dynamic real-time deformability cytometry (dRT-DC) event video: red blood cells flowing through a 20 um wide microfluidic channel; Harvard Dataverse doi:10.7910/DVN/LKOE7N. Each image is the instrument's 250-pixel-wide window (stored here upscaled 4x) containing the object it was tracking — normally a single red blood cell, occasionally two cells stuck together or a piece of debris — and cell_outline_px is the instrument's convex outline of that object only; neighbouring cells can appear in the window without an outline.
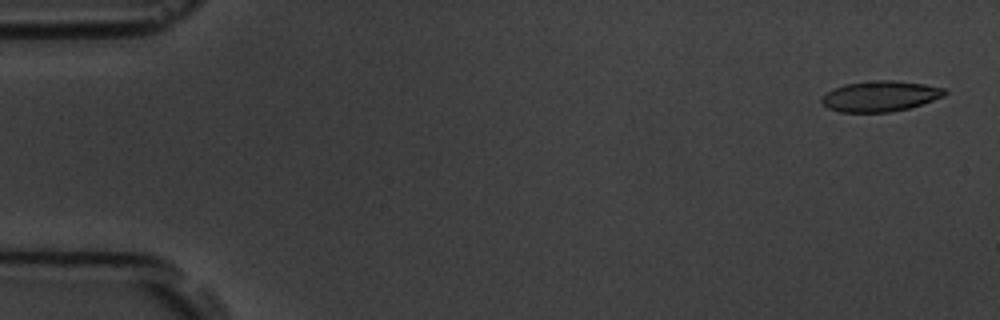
{"species": "common noctule bat (a hibernating species)", "species_latin": "Nyctalus noctula", "temperature_condition": "room temperature", "stored_images_in_passage": 5, "camera_frame_rate_fps": 3000, "um_per_image_px": 0.085, "animal": {"sex": "male", "body_mass_g": 19.5, "forearm_length_mm": 54.6}, "frame": {"image": 1, "passage_image": 1, "time_ms": 0.0, "image_size_px": [1000, 320], "cell_outline_px": [[948, 92], [944, 96], [908, 108], [892, 112], [840, 112], [828, 108], [820, 100], [820, 96], [832, 88], [844, 84], [876, 80], [892, 80], [924, 84], [944, 88]], "centroid_in_image_um": [74.77, 8.17], "position_along_channel_um": 10.2, "area_um2": 21.96}}
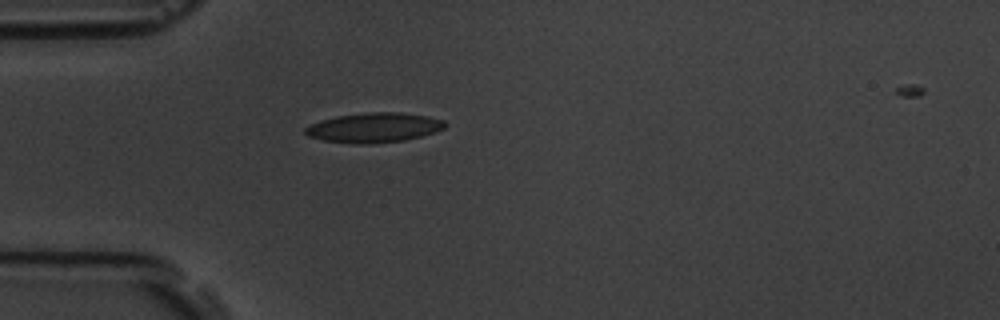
{"frame": {"image": 2, "passage_image": 5, "time_ms": 4.667, "image_size_px": [1000, 320], "cell_outline_px": [[448, 124], [444, 128], [436, 132], [404, 140], [372, 144], [356, 144], [324, 140], [308, 136], [304, 132], [304, 128], [312, 124], [336, 116], [364, 112], [400, 112], [428, 116], [444, 120]], "centroid_in_image_um": [31.83, 10.84], "position_along_channel_um": 53.2, "area_um2": 24.22}}